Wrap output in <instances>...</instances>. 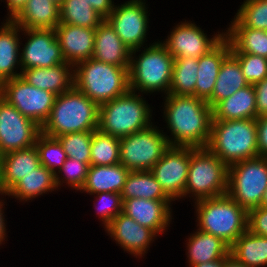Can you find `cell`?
I'll return each mask as SVG.
<instances>
[{"mask_svg":"<svg viewBox=\"0 0 267 267\" xmlns=\"http://www.w3.org/2000/svg\"><path fill=\"white\" fill-rule=\"evenodd\" d=\"M106 232L124 251L142 257L157 235L149 228L138 224L123 212L119 213L105 228Z\"/></svg>","mask_w":267,"mask_h":267,"instance_id":"obj_17","label":"cell"},{"mask_svg":"<svg viewBox=\"0 0 267 267\" xmlns=\"http://www.w3.org/2000/svg\"><path fill=\"white\" fill-rule=\"evenodd\" d=\"M55 174L43 165L33 169L31 173L23 176L8 192L20 201H28L45 192L56 189Z\"/></svg>","mask_w":267,"mask_h":267,"instance_id":"obj_31","label":"cell"},{"mask_svg":"<svg viewBox=\"0 0 267 267\" xmlns=\"http://www.w3.org/2000/svg\"><path fill=\"white\" fill-rule=\"evenodd\" d=\"M130 170L118 163L110 166H94L88 168L85 184L80 191L90 195L100 192L121 193Z\"/></svg>","mask_w":267,"mask_h":267,"instance_id":"obj_26","label":"cell"},{"mask_svg":"<svg viewBox=\"0 0 267 267\" xmlns=\"http://www.w3.org/2000/svg\"><path fill=\"white\" fill-rule=\"evenodd\" d=\"M165 97V121L174 137L167 136L170 146L207 147L213 119L207 101L189 95L168 94Z\"/></svg>","mask_w":267,"mask_h":267,"instance_id":"obj_1","label":"cell"},{"mask_svg":"<svg viewBox=\"0 0 267 267\" xmlns=\"http://www.w3.org/2000/svg\"><path fill=\"white\" fill-rule=\"evenodd\" d=\"M0 84L6 80L21 76L14 72L20 66L19 33L22 28L11 20L0 26ZM19 32V33H18ZM19 50V51H18ZM19 52V53H18ZM19 57V58H18ZM19 63V64H18ZM18 64V65H16Z\"/></svg>","mask_w":267,"mask_h":267,"instance_id":"obj_27","label":"cell"},{"mask_svg":"<svg viewBox=\"0 0 267 267\" xmlns=\"http://www.w3.org/2000/svg\"><path fill=\"white\" fill-rule=\"evenodd\" d=\"M128 69L89 58L75 66L74 86L101 105L130 90Z\"/></svg>","mask_w":267,"mask_h":267,"instance_id":"obj_5","label":"cell"},{"mask_svg":"<svg viewBox=\"0 0 267 267\" xmlns=\"http://www.w3.org/2000/svg\"><path fill=\"white\" fill-rule=\"evenodd\" d=\"M0 96L40 127L50 116L56 95L28 84L21 76L0 84Z\"/></svg>","mask_w":267,"mask_h":267,"instance_id":"obj_11","label":"cell"},{"mask_svg":"<svg viewBox=\"0 0 267 267\" xmlns=\"http://www.w3.org/2000/svg\"><path fill=\"white\" fill-rule=\"evenodd\" d=\"M189 164L190 147L170 146L150 170L173 201L184 197Z\"/></svg>","mask_w":267,"mask_h":267,"instance_id":"obj_14","label":"cell"},{"mask_svg":"<svg viewBox=\"0 0 267 267\" xmlns=\"http://www.w3.org/2000/svg\"><path fill=\"white\" fill-rule=\"evenodd\" d=\"M59 23L96 28L105 19L84 0H63L59 5Z\"/></svg>","mask_w":267,"mask_h":267,"instance_id":"obj_34","label":"cell"},{"mask_svg":"<svg viewBox=\"0 0 267 267\" xmlns=\"http://www.w3.org/2000/svg\"><path fill=\"white\" fill-rule=\"evenodd\" d=\"M146 3L143 0L126 1L116 6L105 19L122 42L131 50V55L140 51L146 39L148 15Z\"/></svg>","mask_w":267,"mask_h":267,"instance_id":"obj_13","label":"cell"},{"mask_svg":"<svg viewBox=\"0 0 267 267\" xmlns=\"http://www.w3.org/2000/svg\"><path fill=\"white\" fill-rule=\"evenodd\" d=\"M207 148L227 166L258 157L256 119L212 120Z\"/></svg>","mask_w":267,"mask_h":267,"instance_id":"obj_3","label":"cell"},{"mask_svg":"<svg viewBox=\"0 0 267 267\" xmlns=\"http://www.w3.org/2000/svg\"><path fill=\"white\" fill-rule=\"evenodd\" d=\"M2 156L3 154L0 152V168H1Z\"/></svg>","mask_w":267,"mask_h":267,"instance_id":"obj_53","label":"cell"},{"mask_svg":"<svg viewBox=\"0 0 267 267\" xmlns=\"http://www.w3.org/2000/svg\"><path fill=\"white\" fill-rule=\"evenodd\" d=\"M93 131L66 133L56 137L68 158H74L90 166Z\"/></svg>","mask_w":267,"mask_h":267,"instance_id":"obj_39","label":"cell"},{"mask_svg":"<svg viewBox=\"0 0 267 267\" xmlns=\"http://www.w3.org/2000/svg\"><path fill=\"white\" fill-rule=\"evenodd\" d=\"M230 255L246 267L266 266L267 237L247 230L230 246Z\"/></svg>","mask_w":267,"mask_h":267,"instance_id":"obj_30","label":"cell"},{"mask_svg":"<svg viewBox=\"0 0 267 267\" xmlns=\"http://www.w3.org/2000/svg\"><path fill=\"white\" fill-rule=\"evenodd\" d=\"M0 194H5V196L7 195V193L3 192L0 190ZM3 205L4 203L2 201H0V244H2V242L5 240L6 237V225H5V220H4V215H3Z\"/></svg>","mask_w":267,"mask_h":267,"instance_id":"obj_48","label":"cell"},{"mask_svg":"<svg viewBox=\"0 0 267 267\" xmlns=\"http://www.w3.org/2000/svg\"><path fill=\"white\" fill-rule=\"evenodd\" d=\"M260 206L267 208V188H266V190L263 193Z\"/></svg>","mask_w":267,"mask_h":267,"instance_id":"obj_51","label":"cell"},{"mask_svg":"<svg viewBox=\"0 0 267 267\" xmlns=\"http://www.w3.org/2000/svg\"><path fill=\"white\" fill-rule=\"evenodd\" d=\"M52 1H54V2L57 3L58 5H60V4L63 2V0H52Z\"/></svg>","mask_w":267,"mask_h":267,"instance_id":"obj_52","label":"cell"},{"mask_svg":"<svg viewBox=\"0 0 267 267\" xmlns=\"http://www.w3.org/2000/svg\"><path fill=\"white\" fill-rule=\"evenodd\" d=\"M230 27H249L267 31V0H245Z\"/></svg>","mask_w":267,"mask_h":267,"instance_id":"obj_37","label":"cell"},{"mask_svg":"<svg viewBox=\"0 0 267 267\" xmlns=\"http://www.w3.org/2000/svg\"><path fill=\"white\" fill-rule=\"evenodd\" d=\"M223 267H246L244 264H241L237 261L232 255H228L223 258Z\"/></svg>","mask_w":267,"mask_h":267,"instance_id":"obj_49","label":"cell"},{"mask_svg":"<svg viewBox=\"0 0 267 267\" xmlns=\"http://www.w3.org/2000/svg\"><path fill=\"white\" fill-rule=\"evenodd\" d=\"M212 120L256 119V94L249 84L237 90L230 97L220 101L212 109Z\"/></svg>","mask_w":267,"mask_h":267,"instance_id":"obj_24","label":"cell"},{"mask_svg":"<svg viewBox=\"0 0 267 267\" xmlns=\"http://www.w3.org/2000/svg\"><path fill=\"white\" fill-rule=\"evenodd\" d=\"M163 44L175 58L193 57L198 59L213 49L224 37V32L208 38L201 28L191 22L177 24Z\"/></svg>","mask_w":267,"mask_h":267,"instance_id":"obj_16","label":"cell"},{"mask_svg":"<svg viewBox=\"0 0 267 267\" xmlns=\"http://www.w3.org/2000/svg\"><path fill=\"white\" fill-rule=\"evenodd\" d=\"M190 267H223V258L220 260L204 262Z\"/></svg>","mask_w":267,"mask_h":267,"instance_id":"obj_50","label":"cell"},{"mask_svg":"<svg viewBox=\"0 0 267 267\" xmlns=\"http://www.w3.org/2000/svg\"><path fill=\"white\" fill-rule=\"evenodd\" d=\"M120 163V138L93 131L90 165L110 166Z\"/></svg>","mask_w":267,"mask_h":267,"instance_id":"obj_36","label":"cell"},{"mask_svg":"<svg viewBox=\"0 0 267 267\" xmlns=\"http://www.w3.org/2000/svg\"><path fill=\"white\" fill-rule=\"evenodd\" d=\"M35 146L3 154L0 168V190L7 193L23 176L40 166Z\"/></svg>","mask_w":267,"mask_h":267,"instance_id":"obj_23","label":"cell"},{"mask_svg":"<svg viewBox=\"0 0 267 267\" xmlns=\"http://www.w3.org/2000/svg\"><path fill=\"white\" fill-rule=\"evenodd\" d=\"M98 116L99 105L74 86L56 96L41 132L56 138L66 133L95 131L98 129Z\"/></svg>","mask_w":267,"mask_h":267,"instance_id":"obj_2","label":"cell"},{"mask_svg":"<svg viewBox=\"0 0 267 267\" xmlns=\"http://www.w3.org/2000/svg\"><path fill=\"white\" fill-rule=\"evenodd\" d=\"M231 53L229 41L223 39L207 54L198 58L195 96L207 101L213 93L215 82L223 60Z\"/></svg>","mask_w":267,"mask_h":267,"instance_id":"obj_22","label":"cell"},{"mask_svg":"<svg viewBox=\"0 0 267 267\" xmlns=\"http://www.w3.org/2000/svg\"><path fill=\"white\" fill-rule=\"evenodd\" d=\"M258 155L267 157V115L256 118Z\"/></svg>","mask_w":267,"mask_h":267,"instance_id":"obj_45","label":"cell"},{"mask_svg":"<svg viewBox=\"0 0 267 267\" xmlns=\"http://www.w3.org/2000/svg\"><path fill=\"white\" fill-rule=\"evenodd\" d=\"M12 21L22 29H55L60 21L59 5L52 0H28Z\"/></svg>","mask_w":267,"mask_h":267,"instance_id":"obj_25","label":"cell"},{"mask_svg":"<svg viewBox=\"0 0 267 267\" xmlns=\"http://www.w3.org/2000/svg\"><path fill=\"white\" fill-rule=\"evenodd\" d=\"M129 90L126 94L99 105L98 130L122 138L152 124L151 109L145 99ZM144 99V100H143Z\"/></svg>","mask_w":267,"mask_h":267,"instance_id":"obj_6","label":"cell"},{"mask_svg":"<svg viewBox=\"0 0 267 267\" xmlns=\"http://www.w3.org/2000/svg\"><path fill=\"white\" fill-rule=\"evenodd\" d=\"M248 230L267 237V208L259 206L248 211Z\"/></svg>","mask_w":267,"mask_h":267,"instance_id":"obj_43","label":"cell"},{"mask_svg":"<svg viewBox=\"0 0 267 267\" xmlns=\"http://www.w3.org/2000/svg\"><path fill=\"white\" fill-rule=\"evenodd\" d=\"M228 166L207 147H190V164L184 197L195 196L194 200L219 197L227 194Z\"/></svg>","mask_w":267,"mask_h":267,"instance_id":"obj_8","label":"cell"},{"mask_svg":"<svg viewBox=\"0 0 267 267\" xmlns=\"http://www.w3.org/2000/svg\"><path fill=\"white\" fill-rule=\"evenodd\" d=\"M28 0H6L8 10H9V17L8 20H13L25 7Z\"/></svg>","mask_w":267,"mask_h":267,"instance_id":"obj_47","label":"cell"},{"mask_svg":"<svg viewBox=\"0 0 267 267\" xmlns=\"http://www.w3.org/2000/svg\"><path fill=\"white\" fill-rule=\"evenodd\" d=\"M29 39L20 53V70L66 63L54 29H22Z\"/></svg>","mask_w":267,"mask_h":267,"instance_id":"obj_15","label":"cell"},{"mask_svg":"<svg viewBox=\"0 0 267 267\" xmlns=\"http://www.w3.org/2000/svg\"><path fill=\"white\" fill-rule=\"evenodd\" d=\"M267 188V157L243 160L228 166L227 194L249 211L260 206Z\"/></svg>","mask_w":267,"mask_h":267,"instance_id":"obj_9","label":"cell"},{"mask_svg":"<svg viewBox=\"0 0 267 267\" xmlns=\"http://www.w3.org/2000/svg\"><path fill=\"white\" fill-rule=\"evenodd\" d=\"M198 229L231 246L248 230V211L228 194L195 202Z\"/></svg>","mask_w":267,"mask_h":267,"instance_id":"obj_4","label":"cell"},{"mask_svg":"<svg viewBox=\"0 0 267 267\" xmlns=\"http://www.w3.org/2000/svg\"><path fill=\"white\" fill-rule=\"evenodd\" d=\"M121 196L122 200L131 198L172 200L164 192L150 170L130 171Z\"/></svg>","mask_w":267,"mask_h":267,"instance_id":"obj_32","label":"cell"},{"mask_svg":"<svg viewBox=\"0 0 267 267\" xmlns=\"http://www.w3.org/2000/svg\"><path fill=\"white\" fill-rule=\"evenodd\" d=\"M35 147L39 154L40 164L56 174L67 159L59 140L41 132L36 139Z\"/></svg>","mask_w":267,"mask_h":267,"instance_id":"obj_38","label":"cell"},{"mask_svg":"<svg viewBox=\"0 0 267 267\" xmlns=\"http://www.w3.org/2000/svg\"><path fill=\"white\" fill-rule=\"evenodd\" d=\"M120 138V164L130 171L151 170L170 147L157 126Z\"/></svg>","mask_w":267,"mask_h":267,"instance_id":"obj_10","label":"cell"},{"mask_svg":"<svg viewBox=\"0 0 267 267\" xmlns=\"http://www.w3.org/2000/svg\"><path fill=\"white\" fill-rule=\"evenodd\" d=\"M187 242L189 266L225 258L230 254V246L222 239L197 229Z\"/></svg>","mask_w":267,"mask_h":267,"instance_id":"obj_28","label":"cell"},{"mask_svg":"<svg viewBox=\"0 0 267 267\" xmlns=\"http://www.w3.org/2000/svg\"><path fill=\"white\" fill-rule=\"evenodd\" d=\"M224 37L231 45V53H248L267 58V33L249 27H229Z\"/></svg>","mask_w":267,"mask_h":267,"instance_id":"obj_33","label":"cell"},{"mask_svg":"<svg viewBox=\"0 0 267 267\" xmlns=\"http://www.w3.org/2000/svg\"><path fill=\"white\" fill-rule=\"evenodd\" d=\"M171 201L173 200L125 199L122 212L138 224L151 229L156 235L162 234L172 219V210L169 207Z\"/></svg>","mask_w":267,"mask_h":267,"instance_id":"obj_19","label":"cell"},{"mask_svg":"<svg viewBox=\"0 0 267 267\" xmlns=\"http://www.w3.org/2000/svg\"><path fill=\"white\" fill-rule=\"evenodd\" d=\"M249 85L238 60L230 53L220 67L212 96L207 100L213 109L220 101L230 97L237 90Z\"/></svg>","mask_w":267,"mask_h":267,"instance_id":"obj_29","label":"cell"},{"mask_svg":"<svg viewBox=\"0 0 267 267\" xmlns=\"http://www.w3.org/2000/svg\"><path fill=\"white\" fill-rule=\"evenodd\" d=\"M174 57L162 42H155L134 59L128 69L129 88L143 93L163 91L168 95L172 82Z\"/></svg>","mask_w":267,"mask_h":267,"instance_id":"obj_7","label":"cell"},{"mask_svg":"<svg viewBox=\"0 0 267 267\" xmlns=\"http://www.w3.org/2000/svg\"><path fill=\"white\" fill-rule=\"evenodd\" d=\"M257 117L267 115V77L255 83Z\"/></svg>","mask_w":267,"mask_h":267,"instance_id":"obj_44","label":"cell"},{"mask_svg":"<svg viewBox=\"0 0 267 267\" xmlns=\"http://www.w3.org/2000/svg\"><path fill=\"white\" fill-rule=\"evenodd\" d=\"M97 12L99 13L104 19H106L113 9L115 5L113 4L112 0H84Z\"/></svg>","mask_w":267,"mask_h":267,"instance_id":"obj_46","label":"cell"},{"mask_svg":"<svg viewBox=\"0 0 267 267\" xmlns=\"http://www.w3.org/2000/svg\"><path fill=\"white\" fill-rule=\"evenodd\" d=\"M74 68L69 63H61L53 67L31 68L20 72L28 84L57 96L74 87Z\"/></svg>","mask_w":267,"mask_h":267,"instance_id":"obj_21","label":"cell"},{"mask_svg":"<svg viewBox=\"0 0 267 267\" xmlns=\"http://www.w3.org/2000/svg\"><path fill=\"white\" fill-rule=\"evenodd\" d=\"M92 58L106 64L129 68L131 50L122 42L106 20L95 28Z\"/></svg>","mask_w":267,"mask_h":267,"instance_id":"obj_20","label":"cell"},{"mask_svg":"<svg viewBox=\"0 0 267 267\" xmlns=\"http://www.w3.org/2000/svg\"><path fill=\"white\" fill-rule=\"evenodd\" d=\"M98 198V199H97ZM96 199L101 202L100 207H96L99 216L104 222L105 228L111 223V221L123 211V200L121 193L114 192H100L97 193Z\"/></svg>","mask_w":267,"mask_h":267,"instance_id":"obj_42","label":"cell"},{"mask_svg":"<svg viewBox=\"0 0 267 267\" xmlns=\"http://www.w3.org/2000/svg\"><path fill=\"white\" fill-rule=\"evenodd\" d=\"M197 70L198 59L193 57L175 58L168 94L195 96Z\"/></svg>","mask_w":267,"mask_h":267,"instance_id":"obj_35","label":"cell"},{"mask_svg":"<svg viewBox=\"0 0 267 267\" xmlns=\"http://www.w3.org/2000/svg\"><path fill=\"white\" fill-rule=\"evenodd\" d=\"M231 54L238 60L249 84L254 85L267 77V58L248 53Z\"/></svg>","mask_w":267,"mask_h":267,"instance_id":"obj_41","label":"cell"},{"mask_svg":"<svg viewBox=\"0 0 267 267\" xmlns=\"http://www.w3.org/2000/svg\"><path fill=\"white\" fill-rule=\"evenodd\" d=\"M88 168L89 165L87 163L67 157L63 166L55 174V182L57 188L62 185L61 183L63 181H66V184L71 188L73 187L75 190H81L87 178ZM62 172L64 173L63 176L65 178L62 177L61 179L58 173L62 174Z\"/></svg>","mask_w":267,"mask_h":267,"instance_id":"obj_40","label":"cell"},{"mask_svg":"<svg viewBox=\"0 0 267 267\" xmlns=\"http://www.w3.org/2000/svg\"><path fill=\"white\" fill-rule=\"evenodd\" d=\"M54 30L66 63L75 67L78 63L92 58L95 28L59 23Z\"/></svg>","mask_w":267,"mask_h":267,"instance_id":"obj_18","label":"cell"},{"mask_svg":"<svg viewBox=\"0 0 267 267\" xmlns=\"http://www.w3.org/2000/svg\"><path fill=\"white\" fill-rule=\"evenodd\" d=\"M41 127L0 96V152L35 146Z\"/></svg>","mask_w":267,"mask_h":267,"instance_id":"obj_12","label":"cell"}]
</instances>
